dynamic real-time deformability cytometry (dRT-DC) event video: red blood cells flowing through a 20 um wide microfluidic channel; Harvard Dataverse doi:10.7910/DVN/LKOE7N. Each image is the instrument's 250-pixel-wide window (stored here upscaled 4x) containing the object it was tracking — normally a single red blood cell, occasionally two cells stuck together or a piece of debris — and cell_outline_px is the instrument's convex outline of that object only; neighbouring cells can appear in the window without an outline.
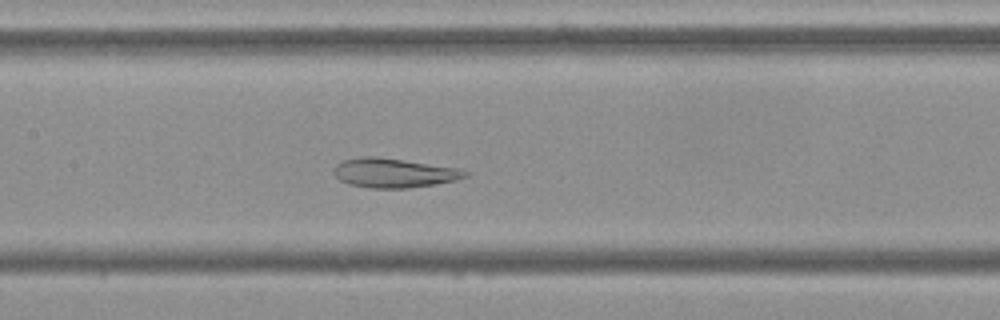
{"species": "Egyptian fruit bat (a non-hibernating species)", "species_latin": "Rousettus aegyptiacus", "temperature_condition": "cold", "stored_images_in_passage": 54, "camera_frame_rate_fps": 3000, "um_per_image_px": 0.085, "frame": {"image": 1, "passage_image": 25, "time_ms": 8.0, "image_size_px": [1000, 320], "cell_outline_px": [[468, 176], [456, 180], [408, 188], [372, 188], [348, 184], [340, 180], [332, 172], [336, 164], [344, 160], [360, 156], [372, 156], [404, 160], [460, 168], [468, 172]], "centroid_in_image_um": [33.46, 14.69], "position_along_channel_um": 173.9, "area_um2": 22.37}}
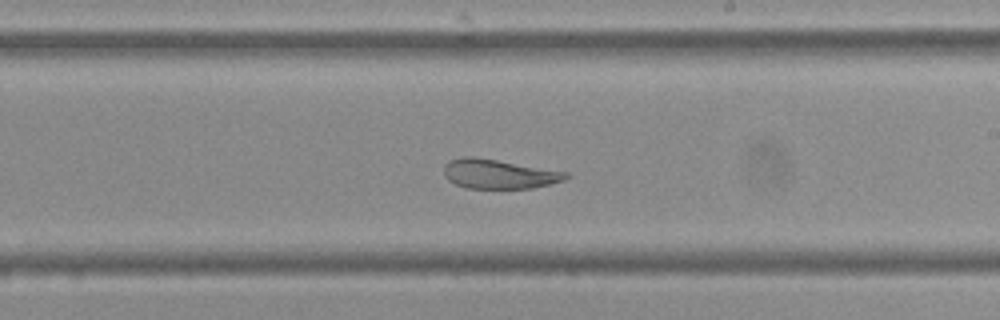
{"frame": {"image": 2, "passage_image": 31, "time_ms": 10.0, "image_size_px": [1000, 320], "cell_outline_px": [[572, 176], [564, 180], [532, 188], [464, 188], [448, 180], [444, 176], [444, 164], [448, 160], [464, 156], [472, 156], [568, 172]], "centroid_in_image_um": [42.37, 14.78], "position_along_channel_um": 246.6, "area_um2": 20.87}}
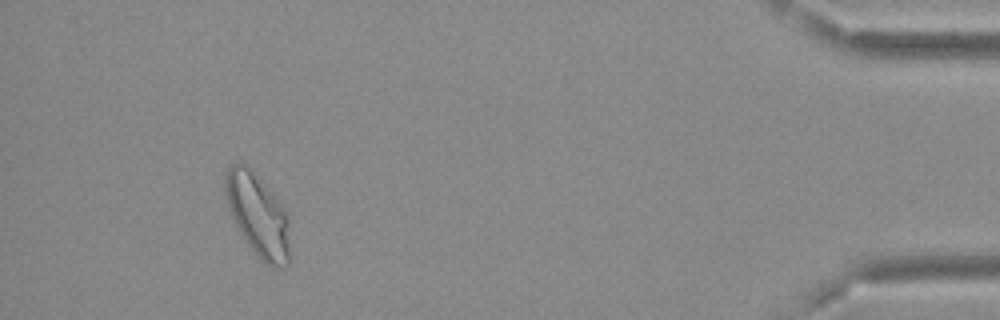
{"frame": {"image": 3, "passage_image": 50, "time_ms": 16.333, "image_size_px": [1000, 320], "cell_outline_px": [[292, 260], [284, 268], [272, 268], [260, 260], [248, 244], [240, 232], [228, 208], [224, 196], [224, 172], [232, 164], [244, 164], [272, 192], [284, 208], [288, 216]], "centroid_in_image_um": [21.95, 18.37], "position_along_channel_um": 413.2, "area_um2": 31.62}, "authors_computed_cell_mechanics": {"area_um2": 26.9348, "velocity_mm_per_s": 3.6447, "shape_relaxation_time_tau1_ms": null, "shape_relaxation_time_tau2_ms": 1.2759, "deformation_change_tau1": null, "deformation_change_tau2": 0.0709}}